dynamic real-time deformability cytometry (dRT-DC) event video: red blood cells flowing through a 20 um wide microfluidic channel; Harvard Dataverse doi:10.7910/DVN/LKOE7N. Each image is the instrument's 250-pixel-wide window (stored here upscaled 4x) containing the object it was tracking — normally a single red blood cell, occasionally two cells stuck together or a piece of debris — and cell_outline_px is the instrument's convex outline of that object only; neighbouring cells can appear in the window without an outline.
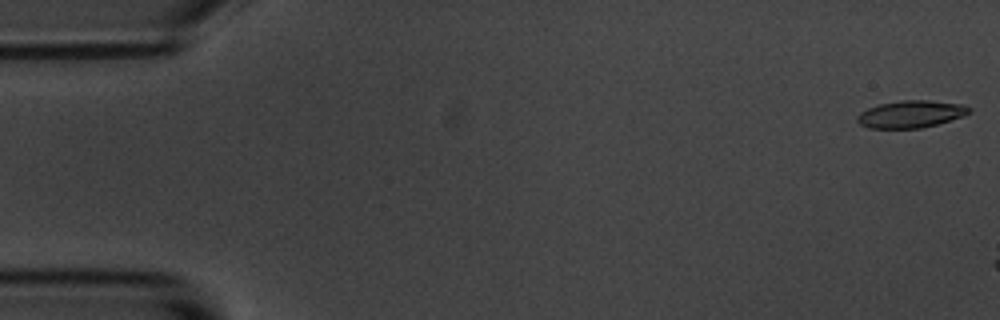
{"species": "common noctule bat (a hibernating species)", "species_latin": "Nyctalus noctula", "temperature_condition": "room temperature", "stored_images_in_passage": 3, "camera_frame_rate_fps": 3000, "um_per_image_px": 0.085, "animal": {"sex": "male", "body_mass_g": 20.1, "forearm_length_mm": 53.5}, "frame": {"image": 1, "passage_image": 1, "time_ms": 0.0, "image_size_px": [1000, 320], "cell_outline_px": [[972, 112], [964, 116], [936, 124], [920, 128], [868, 128], [860, 124], [856, 120], [856, 116], [860, 112], [868, 108], [880, 104], [900, 100], [928, 100], [964, 104], [972, 108]], "centroid_in_image_um": [77.44, 9.69], "position_along_channel_um": 7.6, "area_um2": 17.86}}